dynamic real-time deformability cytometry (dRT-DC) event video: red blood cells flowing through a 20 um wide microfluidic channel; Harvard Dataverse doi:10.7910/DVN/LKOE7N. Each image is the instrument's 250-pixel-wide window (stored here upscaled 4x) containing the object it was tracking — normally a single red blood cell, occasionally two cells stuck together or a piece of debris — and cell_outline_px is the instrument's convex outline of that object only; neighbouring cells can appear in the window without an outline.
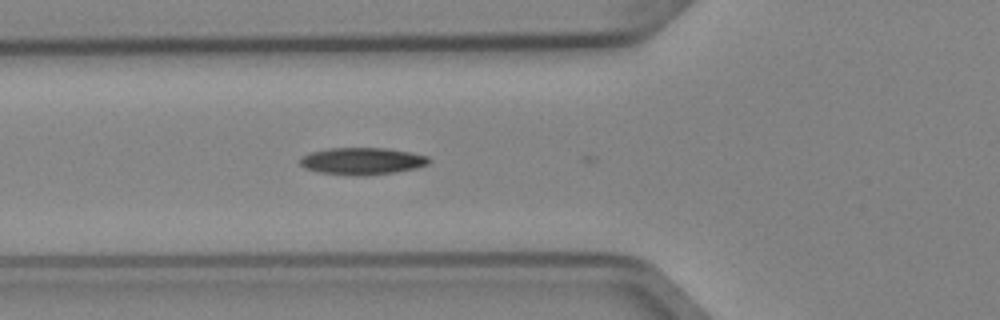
{"species": "Egyptian fruit bat (a non-hibernating species)", "species_latin": "Rousettus aegyptiacus", "temperature_condition": "cold", "stored_images_in_passage": 4, "camera_frame_rate_fps": 3000, "um_per_image_px": 0.085, "animal": {"sex": "female"}, "frame": {"image": 1, "passage_image": 2, "time_ms": 0.333, "image_size_px": [1000, 320], "cell_outline_px": [[432, 160], [428, 164], [416, 168], [396, 172], [368, 176], [352, 176], [320, 172], [304, 168], [300, 164], [300, 160], [304, 156], [312, 152], [328, 148], [388, 148], [412, 152], [428, 156]], "centroid_in_image_um": [30.84, 13.7], "position_along_channel_um": 95.0, "area_um2": 20.52}}